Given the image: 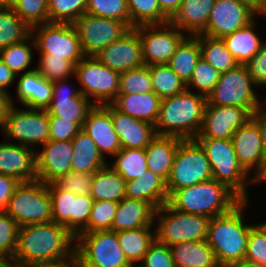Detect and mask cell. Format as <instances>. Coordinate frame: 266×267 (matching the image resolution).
<instances>
[{
	"label": "cell",
	"instance_id": "1",
	"mask_svg": "<svg viewBox=\"0 0 266 267\" xmlns=\"http://www.w3.org/2000/svg\"><path fill=\"white\" fill-rule=\"evenodd\" d=\"M75 243V237L64 226L53 221L24 225L18 230L12 263L29 267L63 260L73 256Z\"/></svg>",
	"mask_w": 266,
	"mask_h": 267
},
{
	"label": "cell",
	"instance_id": "2",
	"mask_svg": "<svg viewBox=\"0 0 266 267\" xmlns=\"http://www.w3.org/2000/svg\"><path fill=\"white\" fill-rule=\"evenodd\" d=\"M249 201L243 200L231 212L211 218L206 242L213 249L221 267L245 259L247 239L254 224H246L244 212Z\"/></svg>",
	"mask_w": 266,
	"mask_h": 267
},
{
	"label": "cell",
	"instance_id": "3",
	"mask_svg": "<svg viewBox=\"0 0 266 267\" xmlns=\"http://www.w3.org/2000/svg\"><path fill=\"white\" fill-rule=\"evenodd\" d=\"M207 97L185 90L161 100L155 123L157 135L195 139L200 132Z\"/></svg>",
	"mask_w": 266,
	"mask_h": 267
},
{
	"label": "cell",
	"instance_id": "4",
	"mask_svg": "<svg viewBox=\"0 0 266 267\" xmlns=\"http://www.w3.org/2000/svg\"><path fill=\"white\" fill-rule=\"evenodd\" d=\"M242 201L228 186L212 178L177 189L168 203L180 212L213 218L231 212Z\"/></svg>",
	"mask_w": 266,
	"mask_h": 267
},
{
	"label": "cell",
	"instance_id": "5",
	"mask_svg": "<svg viewBox=\"0 0 266 267\" xmlns=\"http://www.w3.org/2000/svg\"><path fill=\"white\" fill-rule=\"evenodd\" d=\"M202 146L212 170V178L228 186L242 200H249L247 185L256 184L239 164L232 139L195 138ZM250 176V177H249Z\"/></svg>",
	"mask_w": 266,
	"mask_h": 267
},
{
	"label": "cell",
	"instance_id": "6",
	"mask_svg": "<svg viewBox=\"0 0 266 267\" xmlns=\"http://www.w3.org/2000/svg\"><path fill=\"white\" fill-rule=\"evenodd\" d=\"M210 220V217L180 212L167 202L156 209L155 238L168 247L184 241H205Z\"/></svg>",
	"mask_w": 266,
	"mask_h": 267
},
{
	"label": "cell",
	"instance_id": "7",
	"mask_svg": "<svg viewBox=\"0 0 266 267\" xmlns=\"http://www.w3.org/2000/svg\"><path fill=\"white\" fill-rule=\"evenodd\" d=\"M80 93L93 105L111 104L119 94L120 73L101 63L94 56H84L76 65L74 76Z\"/></svg>",
	"mask_w": 266,
	"mask_h": 267
},
{
	"label": "cell",
	"instance_id": "8",
	"mask_svg": "<svg viewBox=\"0 0 266 267\" xmlns=\"http://www.w3.org/2000/svg\"><path fill=\"white\" fill-rule=\"evenodd\" d=\"M19 227L52 221L48 184L35 180L16 188L5 211Z\"/></svg>",
	"mask_w": 266,
	"mask_h": 267
},
{
	"label": "cell",
	"instance_id": "9",
	"mask_svg": "<svg viewBox=\"0 0 266 267\" xmlns=\"http://www.w3.org/2000/svg\"><path fill=\"white\" fill-rule=\"evenodd\" d=\"M212 179L210 163L195 139L181 140L166 182L169 197L177 190Z\"/></svg>",
	"mask_w": 266,
	"mask_h": 267
},
{
	"label": "cell",
	"instance_id": "10",
	"mask_svg": "<svg viewBox=\"0 0 266 267\" xmlns=\"http://www.w3.org/2000/svg\"><path fill=\"white\" fill-rule=\"evenodd\" d=\"M256 84L245 65L221 73L213 92L207 97L211 105L237 106L248 109L252 114L264 102L260 101Z\"/></svg>",
	"mask_w": 266,
	"mask_h": 267
},
{
	"label": "cell",
	"instance_id": "11",
	"mask_svg": "<svg viewBox=\"0 0 266 267\" xmlns=\"http://www.w3.org/2000/svg\"><path fill=\"white\" fill-rule=\"evenodd\" d=\"M2 133L4 140L36 148L49 139V116L46 109H21L10 105ZM17 141V142H16ZM34 146V147H33Z\"/></svg>",
	"mask_w": 266,
	"mask_h": 267
},
{
	"label": "cell",
	"instance_id": "12",
	"mask_svg": "<svg viewBox=\"0 0 266 267\" xmlns=\"http://www.w3.org/2000/svg\"><path fill=\"white\" fill-rule=\"evenodd\" d=\"M34 38L39 54L63 57L74 66L85 56L75 27L70 23H45L33 26Z\"/></svg>",
	"mask_w": 266,
	"mask_h": 267
},
{
	"label": "cell",
	"instance_id": "13",
	"mask_svg": "<svg viewBox=\"0 0 266 267\" xmlns=\"http://www.w3.org/2000/svg\"><path fill=\"white\" fill-rule=\"evenodd\" d=\"M51 198L52 221L64 226L74 237L87 233V224L93 205L88 195H76L58 188L54 183L48 184Z\"/></svg>",
	"mask_w": 266,
	"mask_h": 267
},
{
	"label": "cell",
	"instance_id": "14",
	"mask_svg": "<svg viewBox=\"0 0 266 267\" xmlns=\"http://www.w3.org/2000/svg\"><path fill=\"white\" fill-rule=\"evenodd\" d=\"M75 250L87 261L100 267H130L117 232L111 230L81 233L75 237Z\"/></svg>",
	"mask_w": 266,
	"mask_h": 267
},
{
	"label": "cell",
	"instance_id": "15",
	"mask_svg": "<svg viewBox=\"0 0 266 267\" xmlns=\"http://www.w3.org/2000/svg\"><path fill=\"white\" fill-rule=\"evenodd\" d=\"M139 33L142 58L147 66L167 64L178 45L187 36L170 22L134 27Z\"/></svg>",
	"mask_w": 266,
	"mask_h": 267
},
{
	"label": "cell",
	"instance_id": "16",
	"mask_svg": "<svg viewBox=\"0 0 266 267\" xmlns=\"http://www.w3.org/2000/svg\"><path fill=\"white\" fill-rule=\"evenodd\" d=\"M72 25L85 56H95L129 30L123 22L88 13L80 16Z\"/></svg>",
	"mask_w": 266,
	"mask_h": 267
},
{
	"label": "cell",
	"instance_id": "17",
	"mask_svg": "<svg viewBox=\"0 0 266 267\" xmlns=\"http://www.w3.org/2000/svg\"><path fill=\"white\" fill-rule=\"evenodd\" d=\"M259 15L248 4L238 0H215L208 24L202 35L223 38L247 26Z\"/></svg>",
	"mask_w": 266,
	"mask_h": 267
},
{
	"label": "cell",
	"instance_id": "18",
	"mask_svg": "<svg viewBox=\"0 0 266 267\" xmlns=\"http://www.w3.org/2000/svg\"><path fill=\"white\" fill-rule=\"evenodd\" d=\"M235 154L239 164L256 181L266 169V151L260 129L253 119L240 126L232 135ZM253 170V171H252Z\"/></svg>",
	"mask_w": 266,
	"mask_h": 267
},
{
	"label": "cell",
	"instance_id": "19",
	"mask_svg": "<svg viewBox=\"0 0 266 267\" xmlns=\"http://www.w3.org/2000/svg\"><path fill=\"white\" fill-rule=\"evenodd\" d=\"M252 119V113L237 106H216L208 101L200 132L196 138L232 139L234 132Z\"/></svg>",
	"mask_w": 266,
	"mask_h": 267
},
{
	"label": "cell",
	"instance_id": "20",
	"mask_svg": "<svg viewBox=\"0 0 266 267\" xmlns=\"http://www.w3.org/2000/svg\"><path fill=\"white\" fill-rule=\"evenodd\" d=\"M67 80L69 78L52 82V100L46 111L48 116L72 120L82 128L88 112L94 105L80 93L78 87L70 86Z\"/></svg>",
	"mask_w": 266,
	"mask_h": 267
},
{
	"label": "cell",
	"instance_id": "21",
	"mask_svg": "<svg viewBox=\"0 0 266 267\" xmlns=\"http://www.w3.org/2000/svg\"><path fill=\"white\" fill-rule=\"evenodd\" d=\"M94 57L118 73L144 65L139 33L135 28H130L118 40L103 48Z\"/></svg>",
	"mask_w": 266,
	"mask_h": 267
},
{
	"label": "cell",
	"instance_id": "22",
	"mask_svg": "<svg viewBox=\"0 0 266 267\" xmlns=\"http://www.w3.org/2000/svg\"><path fill=\"white\" fill-rule=\"evenodd\" d=\"M37 149V179L46 184L53 183L59 177L72 171L73 156L72 141H50Z\"/></svg>",
	"mask_w": 266,
	"mask_h": 267
},
{
	"label": "cell",
	"instance_id": "23",
	"mask_svg": "<svg viewBox=\"0 0 266 267\" xmlns=\"http://www.w3.org/2000/svg\"><path fill=\"white\" fill-rule=\"evenodd\" d=\"M0 174L23 182L37 179L36 149L18 143H0Z\"/></svg>",
	"mask_w": 266,
	"mask_h": 267
},
{
	"label": "cell",
	"instance_id": "24",
	"mask_svg": "<svg viewBox=\"0 0 266 267\" xmlns=\"http://www.w3.org/2000/svg\"><path fill=\"white\" fill-rule=\"evenodd\" d=\"M82 129L94 140L100 153L113 156L121 149L112 121V104L94 105L88 112Z\"/></svg>",
	"mask_w": 266,
	"mask_h": 267
},
{
	"label": "cell",
	"instance_id": "25",
	"mask_svg": "<svg viewBox=\"0 0 266 267\" xmlns=\"http://www.w3.org/2000/svg\"><path fill=\"white\" fill-rule=\"evenodd\" d=\"M112 121L121 148L145 149L157 135L155 125L122 113L113 105Z\"/></svg>",
	"mask_w": 266,
	"mask_h": 267
},
{
	"label": "cell",
	"instance_id": "26",
	"mask_svg": "<svg viewBox=\"0 0 266 267\" xmlns=\"http://www.w3.org/2000/svg\"><path fill=\"white\" fill-rule=\"evenodd\" d=\"M16 85L17 100L24 108L46 109L52 100V82L36 69L22 73Z\"/></svg>",
	"mask_w": 266,
	"mask_h": 267
},
{
	"label": "cell",
	"instance_id": "27",
	"mask_svg": "<svg viewBox=\"0 0 266 267\" xmlns=\"http://www.w3.org/2000/svg\"><path fill=\"white\" fill-rule=\"evenodd\" d=\"M156 208L148 203L136 199L123 198L117 207L111 224V231L119 232L153 226Z\"/></svg>",
	"mask_w": 266,
	"mask_h": 267
},
{
	"label": "cell",
	"instance_id": "28",
	"mask_svg": "<svg viewBox=\"0 0 266 267\" xmlns=\"http://www.w3.org/2000/svg\"><path fill=\"white\" fill-rule=\"evenodd\" d=\"M214 3L215 0H182L169 22L186 35H199L208 24Z\"/></svg>",
	"mask_w": 266,
	"mask_h": 267
},
{
	"label": "cell",
	"instance_id": "29",
	"mask_svg": "<svg viewBox=\"0 0 266 267\" xmlns=\"http://www.w3.org/2000/svg\"><path fill=\"white\" fill-rule=\"evenodd\" d=\"M125 197L148 202L156 209L169 201L166 181L149 169L140 178L126 181Z\"/></svg>",
	"mask_w": 266,
	"mask_h": 267
},
{
	"label": "cell",
	"instance_id": "30",
	"mask_svg": "<svg viewBox=\"0 0 266 267\" xmlns=\"http://www.w3.org/2000/svg\"><path fill=\"white\" fill-rule=\"evenodd\" d=\"M111 104L122 113L155 125L161 99L153 91L140 94H118Z\"/></svg>",
	"mask_w": 266,
	"mask_h": 267
},
{
	"label": "cell",
	"instance_id": "31",
	"mask_svg": "<svg viewBox=\"0 0 266 267\" xmlns=\"http://www.w3.org/2000/svg\"><path fill=\"white\" fill-rule=\"evenodd\" d=\"M181 140L178 137L156 135L145 148L147 168L162 177L166 182L170 176Z\"/></svg>",
	"mask_w": 266,
	"mask_h": 267
},
{
	"label": "cell",
	"instance_id": "32",
	"mask_svg": "<svg viewBox=\"0 0 266 267\" xmlns=\"http://www.w3.org/2000/svg\"><path fill=\"white\" fill-rule=\"evenodd\" d=\"M71 141L73 147L72 171L93 174L108 165L107 159L100 153L94 140L83 129Z\"/></svg>",
	"mask_w": 266,
	"mask_h": 267
},
{
	"label": "cell",
	"instance_id": "33",
	"mask_svg": "<svg viewBox=\"0 0 266 267\" xmlns=\"http://www.w3.org/2000/svg\"><path fill=\"white\" fill-rule=\"evenodd\" d=\"M175 267H221L205 241H184L170 246Z\"/></svg>",
	"mask_w": 266,
	"mask_h": 267
},
{
	"label": "cell",
	"instance_id": "34",
	"mask_svg": "<svg viewBox=\"0 0 266 267\" xmlns=\"http://www.w3.org/2000/svg\"><path fill=\"white\" fill-rule=\"evenodd\" d=\"M255 19L247 26L240 28L223 37L227 50L236 59L239 65H245L262 47V41L256 34Z\"/></svg>",
	"mask_w": 266,
	"mask_h": 267
},
{
	"label": "cell",
	"instance_id": "35",
	"mask_svg": "<svg viewBox=\"0 0 266 267\" xmlns=\"http://www.w3.org/2000/svg\"><path fill=\"white\" fill-rule=\"evenodd\" d=\"M126 181L109 165L93 173L90 196L95 201L120 202L125 198Z\"/></svg>",
	"mask_w": 266,
	"mask_h": 267
},
{
	"label": "cell",
	"instance_id": "36",
	"mask_svg": "<svg viewBox=\"0 0 266 267\" xmlns=\"http://www.w3.org/2000/svg\"><path fill=\"white\" fill-rule=\"evenodd\" d=\"M201 58L199 35H187L178 45L167 65L180 77L186 85Z\"/></svg>",
	"mask_w": 266,
	"mask_h": 267
},
{
	"label": "cell",
	"instance_id": "37",
	"mask_svg": "<svg viewBox=\"0 0 266 267\" xmlns=\"http://www.w3.org/2000/svg\"><path fill=\"white\" fill-rule=\"evenodd\" d=\"M153 226L123 230L117 232L119 245L131 265L140 264L150 245L154 242L155 229ZM153 230V232H152Z\"/></svg>",
	"mask_w": 266,
	"mask_h": 267
},
{
	"label": "cell",
	"instance_id": "38",
	"mask_svg": "<svg viewBox=\"0 0 266 267\" xmlns=\"http://www.w3.org/2000/svg\"><path fill=\"white\" fill-rule=\"evenodd\" d=\"M201 58L212 65L220 73L236 68L239 63L227 50L221 38L199 34Z\"/></svg>",
	"mask_w": 266,
	"mask_h": 267
},
{
	"label": "cell",
	"instance_id": "39",
	"mask_svg": "<svg viewBox=\"0 0 266 267\" xmlns=\"http://www.w3.org/2000/svg\"><path fill=\"white\" fill-rule=\"evenodd\" d=\"M114 162L110 167L120 174L125 181L140 178L147 168L145 149L121 148L114 156Z\"/></svg>",
	"mask_w": 266,
	"mask_h": 267
},
{
	"label": "cell",
	"instance_id": "40",
	"mask_svg": "<svg viewBox=\"0 0 266 267\" xmlns=\"http://www.w3.org/2000/svg\"><path fill=\"white\" fill-rule=\"evenodd\" d=\"M31 35V28L23 22L10 5L0 6V49L20 43Z\"/></svg>",
	"mask_w": 266,
	"mask_h": 267
},
{
	"label": "cell",
	"instance_id": "41",
	"mask_svg": "<svg viewBox=\"0 0 266 267\" xmlns=\"http://www.w3.org/2000/svg\"><path fill=\"white\" fill-rule=\"evenodd\" d=\"M34 47H36V44L33 36L30 35L20 43L0 49V59L16 76L24 71L25 73L30 72L36 69H28L34 58L32 55Z\"/></svg>",
	"mask_w": 266,
	"mask_h": 267
},
{
	"label": "cell",
	"instance_id": "42",
	"mask_svg": "<svg viewBox=\"0 0 266 267\" xmlns=\"http://www.w3.org/2000/svg\"><path fill=\"white\" fill-rule=\"evenodd\" d=\"M153 92L162 100L181 94L186 85L167 64L149 66Z\"/></svg>",
	"mask_w": 266,
	"mask_h": 267
},
{
	"label": "cell",
	"instance_id": "43",
	"mask_svg": "<svg viewBox=\"0 0 266 267\" xmlns=\"http://www.w3.org/2000/svg\"><path fill=\"white\" fill-rule=\"evenodd\" d=\"M126 2L130 15V28L169 22L162 13L158 0H126Z\"/></svg>",
	"mask_w": 266,
	"mask_h": 267
},
{
	"label": "cell",
	"instance_id": "44",
	"mask_svg": "<svg viewBox=\"0 0 266 267\" xmlns=\"http://www.w3.org/2000/svg\"><path fill=\"white\" fill-rule=\"evenodd\" d=\"M86 7L87 0H48V23L73 24Z\"/></svg>",
	"mask_w": 266,
	"mask_h": 267
},
{
	"label": "cell",
	"instance_id": "45",
	"mask_svg": "<svg viewBox=\"0 0 266 267\" xmlns=\"http://www.w3.org/2000/svg\"><path fill=\"white\" fill-rule=\"evenodd\" d=\"M10 6L30 28L48 23V0H14Z\"/></svg>",
	"mask_w": 266,
	"mask_h": 267
},
{
	"label": "cell",
	"instance_id": "46",
	"mask_svg": "<svg viewBox=\"0 0 266 267\" xmlns=\"http://www.w3.org/2000/svg\"><path fill=\"white\" fill-rule=\"evenodd\" d=\"M220 75L221 73L212 65L200 58L189 82L186 84V90L192 91L191 89L194 87L197 94L208 97L218 83Z\"/></svg>",
	"mask_w": 266,
	"mask_h": 267
},
{
	"label": "cell",
	"instance_id": "47",
	"mask_svg": "<svg viewBox=\"0 0 266 267\" xmlns=\"http://www.w3.org/2000/svg\"><path fill=\"white\" fill-rule=\"evenodd\" d=\"M86 13L123 22L130 29L126 0H87Z\"/></svg>",
	"mask_w": 266,
	"mask_h": 267
},
{
	"label": "cell",
	"instance_id": "48",
	"mask_svg": "<svg viewBox=\"0 0 266 267\" xmlns=\"http://www.w3.org/2000/svg\"><path fill=\"white\" fill-rule=\"evenodd\" d=\"M153 91L149 66L142 65L120 73L119 94H140Z\"/></svg>",
	"mask_w": 266,
	"mask_h": 267
},
{
	"label": "cell",
	"instance_id": "49",
	"mask_svg": "<svg viewBox=\"0 0 266 267\" xmlns=\"http://www.w3.org/2000/svg\"><path fill=\"white\" fill-rule=\"evenodd\" d=\"M36 70L48 81H57L65 78H72L75 66L63 57L40 54V60Z\"/></svg>",
	"mask_w": 266,
	"mask_h": 267
},
{
	"label": "cell",
	"instance_id": "50",
	"mask_svg": "<svg viewBox=\"0 0 266 267\" xmlns=\"http://www.w3.org/2000/svg\"><path fill=\"white\" fill-rule=\"evenodd\" d=\"M119 202L110 200H93L92 209L87 224V232L111 230L114 215Z\"/></svg>",
	"mask_w": 266,
	"mask_h": 267
},
{
	"label": "cell",
	"instance_id": "51",
	"mask_svg": "<svg viewBox=\"0 0 266 267\" xmlns=\"http://www.w3.org/2000/svg\"><path fill=\"white\" fill-rule=\"evenodd\" d=\"M19 226L6 212H0V258L12 261L18 238Z\"/></svg>",
	"mask_w": 266,
	"mask_h": 267
},
{
	"label": "cell",
	"instance_id": "52",
	"mask_svg": "<svg viewBox=\"0 0 266 267\" xmlns=\"http://www.w3.org/2000/svg\"><path fill=\"white\" fill-rule=\"evenodd\" d=\"M244 260L259 266L266 265V233L258 224L250 229Z\"/></svg>",
	"mask_w": 266,
	"mask_h": 267
},
{
	"label": "cell",
	"instance_id": "53",
	"mask_svg": "<svg viewBox=\"0 0 266 267\" xmlns=\"http://www.w3.org/2000/svg\"><path fill=\"white\" fill-rule=\"evenodd\" d=\"M93 180L92 173L70 171L59 177L53 183L60 189L67 190L76 195L90 194Z\"/></svg>",
	"mask_w": 266,
	"mask_h": 267
},
{
	"label": "cell",
	"instance_id": "54",
	"mask_svg": "<svg viewBox=\"0 0 266 267\" xmlns=\"http://www.w3.org/2000/svg\"><path fill=\"white\" fill-rule=\"evenodd\" d=\"M140 265L142 267H175L170 247L156 239L145 253Z\"/></svg>",
	"mask_w": 266,
	"mask_h": 267
},
{
	"label": "cell",
	"instance_id": "55",
	"mask_svg": "<svg viewBox=\"0 0 266 267\" xmlns=\"http://www.w3.org/2000/svg\"><path fill=\"white\" fill-rule=\"evenodd\" d=\"M82 128L72 120L62 119V117L49 116V139L50 141H67Z\"/></svg>",
	"mask_w": 266,
	"mask_h": 267
},
{
	"label": "cell",
	"instance_id": "56",
	"mask_svg": "<svg viewBox=\"0 0 266 267\" xmlns=\"http://www.w3.org/2000/svg\"><path fill=\"white\" fill-rule=\"evenodd\" d=\"M248 74L257 87L266 86V42L260 50L245 64Z\"/></svg>",
	"mask_w": 266,
	"mask_h": 267
},
{
	"label": "cell",
	"instance_id": "57",
	"mask_svg": "<svg viewBox=\"0 0 266 267\" xmlns=\"http://www.w3.org/2000/svg\"><path fill=\"white\" fill-rule=\"evenodd\" d=\"M20 183L13 177L0 174V212L6 211L9 200Z\"/></svg>",
	"mask_w": 266,
	"mask_h": 267
},
{
	"label": "cell",
	"instance_id": "58",
	"mask_svg": "<svg viewBox=\"0 0 266 267\" xmlns=\"http://www.w3.org/2000/svg\"><path fill=\"white\" fill-rule=\"evenodd\" d=\"M18 78L12 70H10L0 59V92H3L10 96V104L14 105V98L11 97V93H8L7 87L11 86ZM14 103V104H13Z\"/></svg>",
	"mask_w": 266,
	"mask_h": 267
},
{
	"label": "cell",
	"instance_id": "59",
	"mask_svg": "<svg viewBox=\"0 0 266 267\" xmlns=\"http://www.w3.org/2000/svg\"><path fill=\"white\" fill-rule=\"evenodd\" d=\"M252 119L260 129L263 146L266 151V100H264V102L254 111Z\"/></svg>",
	"mask_w": 266,
	"mask_h": 267
},
{
	"label": "cell",
	"instance_id": "60",
	"mask_svg": "<svg viewBox=\"0 0 266 267\" xmlns=\"http://www.w3.org/2000/svg\"><path fill=\"white\" fill-rule=\"evenodd\" d=\"M182 0H158L162 13L170 20L178 11Z\"/></svg>",
	"mask_w": 266,
	"mask_h": 267
},
{
	"label": "cell",
	"instance_id": "61",
	"mask_svg": "<svg viewBox=\"0 0 266 267\" xmlns=\"http://www.w3.org/2000/svg\"><path fill=\"white\" fill-rule=\"evenodd\" d=\"M10 105V96L3 92H0V131H3L6 113Z\"/></svg>",
	"mask_w": 266,
	"mask_h": 267
},
{
	"label": "cell",
	"instance_id": "62",
	"mask_svg": "<svg viewBox=\"0 0 266 267\" xmlns=\"http://www.w3.org/2000/svg\"><path fill=\"white\" fill-rule=\"evenodd\" d=\"M29 267H75L73 256L55 262L37 263Z\"/></svg>",
	"mask_w": 266,
	"mask_h": 267
},
{
	"label": "cell",
	"instance_id": "63",
	"mask_svg": "<svg viewBox=\"0 0 266 267\" xmlns=\"http://www.w3.org/2000/svg\"><path fill=\"white\" fill-rule=\"evenodd\" d=\"M248 4L259 15L266 16V0H238Z\"/></svg>",
	"mask_w": 266,
	"mask_h": 267
},
{
	"label": "cell",
	"instance_id": "64",
	"mask_svg": "<svg viewBox=\"0 0 266 267\" xmlns=\"http://www.w3.org/2000/svg\"><path fill=\"white\" fill-rule=\"evenodd\" d=\"M75 267H100L87 260H85L76 250L74 251Z\"/></svg>",
	"mask_w": 266,
	"mask_h": 267
},
{
	"label": "cell",
	"instance_id": "65",
	"mask_svg": "<svg viewBox=\"0 0 266 267\" xmlns=\"http://www.w3.org/2000/svg\"><path fill=\"white\" fill-rule=\"evenodd\" d=\"M229 267H261L256 263H252L246 260L231 264Z\"/></svg>",
	"mask_w": 266,
	"mask_h": 267
},
{
	"label": "cell",
	"instance_id": "66",
	"mask_svg": "<svg viewBox=\"0 0 266 267\" xmlns=\"http://www.w3.org/2000/svg\"><path fill=\"white\" fill-rule=\"evenodd\" d=\"M11 263L12 261L10 260L0 258V267H8Z\"/></svg>",
	"mask_w": 266,
	"mask_h": 267
},
{
	"label": "cell",
	"instance_id": "67",
	"mask_svg": "<svg viewBox=\"0 0 266 267\" xmlns=\"http://www.w3.org/2000/svg\"><path fill=\"white\" fill-rule=\"evenodd\" d=\"M263 182H266V169L263 173V175L256 181V184H260V183H263Z\"/></svg>",
	"mask_w": 266,
	"mask_h": 267
},
{
	"label": "cell",
	"instance_id": "68",
	"mask_svg": "<svg viewBox=\"0 0 266 267\" xmlns=\"http://www.w3.org/2000/svg\"><path fill=\"white\" fill-rule=\"evenodd\" d=\"M258 225L264 230L266 233V222L258 223Z\"/></svg>",
	"mask_w": 266,
	"mask_h": 267
},
{
	"label": "cell",
	"instance_id": "69",
	"mask_svg": "<svg viewBox=\"0 0 266 267\" xmlns=\"http://www.w3.org/2000/svg\"><path fill=\"white\" fill-rule=\"evenodd\" d=\"M8 267H28V266H22V265L11 263Z\"/></svg>",
	"mask_w": 266,
	"mask_h": 267
},
{
	"label": "cell",
	"instance_id": "70",
	"mask_svg": "<svg viewBox=\"0 0 266 267\" xmlns=\"http://www.w3.org/2000/svg\"><path fill=\"white\" fill-rule=\"evenodd\" d=\"M14 0H4L5 5H10Z\"/></svg>",
	"mask_w": 266,
	"mask_h": 267
},
{
	"label": "cell",
	"instance_id": "71",
	"mask_svg": "<svg viewBox=\"0 0 266 267\" xmlns=\"http://www.w3.org/2000/svg\"><path fill=\"white\" fill-rule=\"evenodd\" d=\"M5 5L4 0H0V6Z\"/></svg>",
	"mask_w": 266,
	"mask_h": 267
},
{
	"label": "cell",
	"instance_id": "72",
	"mask_svg": "<svg viewBox=\"0 0 266 267\" xmlns=\"http://www.w3.org/2000/svg\"><path fill=\"white\" fill-rule=\"evenodd\" d=\"M130 267H142V266L138 264V265H131Z\"/></svg>",
	"mask_w": 266,
	"mask_h": 267
}]
</instances>
